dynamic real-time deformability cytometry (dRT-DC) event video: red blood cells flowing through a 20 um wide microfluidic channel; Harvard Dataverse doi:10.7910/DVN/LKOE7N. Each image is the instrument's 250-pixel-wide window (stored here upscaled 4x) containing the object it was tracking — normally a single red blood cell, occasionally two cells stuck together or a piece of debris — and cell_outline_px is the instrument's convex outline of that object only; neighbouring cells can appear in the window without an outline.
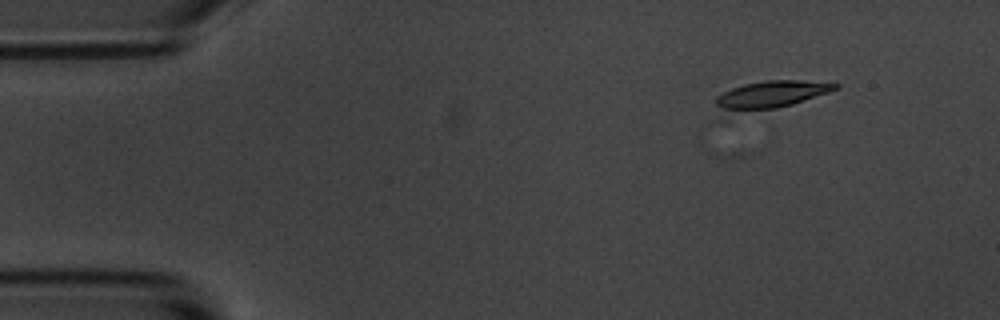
{"species": "common noctule bat (a hibernating species)", "species_latin": "Nyctalus noctula", "temperature_condition": "room temperature", "stored_images_in_passage": 4, "camera_frame_rate_fps": 3000, "um_per_image_px": 0.085, "animal": {"sex": "male", "body_mass_g": 20.1, "forearm_length_mm": 53.5}, "frame": {"image": 1, "passage_image": 1, "time_ms": 0.0, "image_size_px": [1000, 320], "cell_outline_px": [[840, 88], [792, 104], [776, 108], [728, 112], [724, 112], [716, 104], [716, 96], [732, 88], [744, 84], [768, 80], [800, 80], [840, 84]], "centroid_in_image_um": [65.52, 8.03], "position_along_channel_um": 19.5, "area_um2": 18.67}}
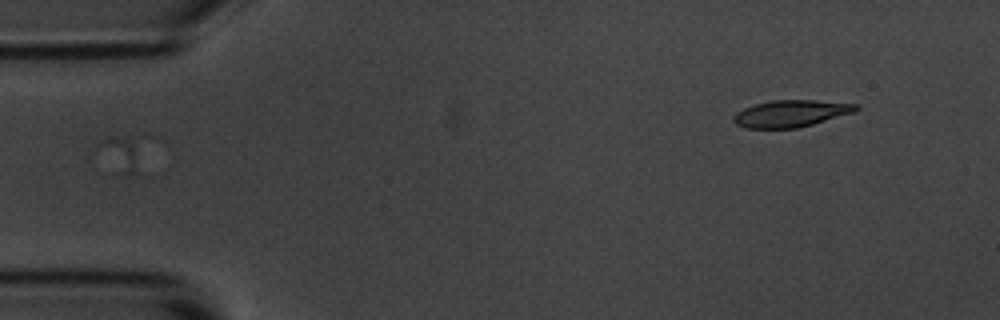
{"frame": {"image": 2, "passage_image": 4, "time_ms": 4.333, "image_size_px": [1000, 320], "cell_outline_px": [[168, 144], [136, 172], [120, 176], [112, 176], [100, 144], [100, 140], [140, 136], [156, 136], [164, 140]], "centroid_in_image_um": [11.09, 13.0], "position_along_channel_um": 73.9, "area_um2": 13.01}}